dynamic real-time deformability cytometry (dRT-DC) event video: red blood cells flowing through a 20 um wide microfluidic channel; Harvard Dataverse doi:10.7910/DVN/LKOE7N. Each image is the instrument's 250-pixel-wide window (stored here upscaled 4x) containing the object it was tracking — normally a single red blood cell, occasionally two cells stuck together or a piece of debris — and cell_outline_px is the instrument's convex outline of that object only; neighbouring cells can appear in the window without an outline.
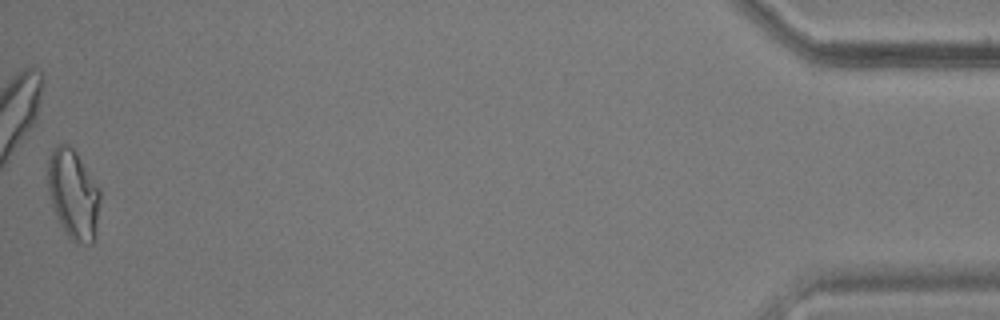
{"species": "common noctule bat (a hibernating species)", "species_latin": "Nyctalus noctula", "temperature_condition": "warm", "stored_images_in_passage": 56, "camera_frame_rate_fps": 3000, "um_per_image_px": 0.085, "animal": {"sex": "male", "body_mass_g": 17.9, "forearm_length_mm": 54.2}, "frame": {"image": 1, "passage_image": 56, "time_ms": 18.333, "image_size_px": [1000, 320], "cell_outline_px": [[100, 200], [96, 236], [92, 244], [76, 244], [64, 232], [56, 216], [48, 192], [48, 156], [56, 144], [64, 144], [72, 148], [76, 152], [100, 188]], "centroid_in_image_um": [6.24, 16.55], "position_along_channel_um": 429.0, "area_um2": 27.57}, "authors_computed_cell_mechanics": {"area_um2": 20.6924, "velocity_mm_per_s": 3.6368, "shape_relaxation_time_tau1_ms": null, "shape_relaxation_time_tau2_ms": 1.997, "deformation_change_tau1": null, "deformation_change_tau2": 0.0917}}